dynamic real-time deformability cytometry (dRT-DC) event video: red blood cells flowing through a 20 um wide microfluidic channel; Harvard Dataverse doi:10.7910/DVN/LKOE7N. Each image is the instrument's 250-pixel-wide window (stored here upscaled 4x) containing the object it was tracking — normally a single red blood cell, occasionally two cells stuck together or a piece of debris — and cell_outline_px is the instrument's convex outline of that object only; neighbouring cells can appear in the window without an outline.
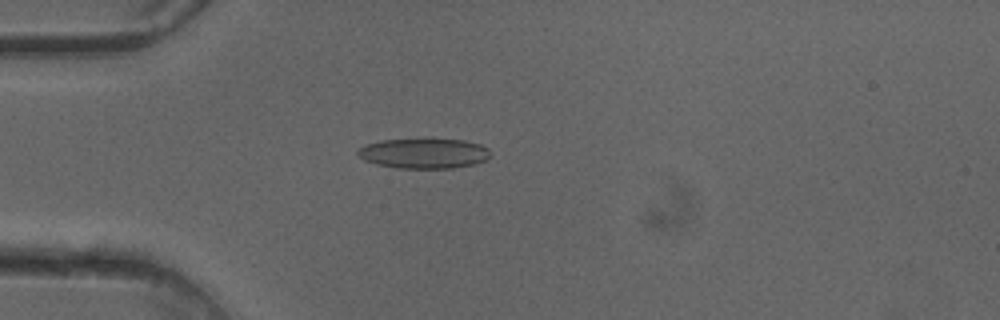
{"species": "common noctule bat (a hibernating species)", "species_latin": "Nyctalus noctula", "temperature_condition": "cold", "stored_images_in_passage": 50, "camera_frame_rate_fps": 3000, "um_per_image_px": 0.085, "animal": {"sex": "female"}, "frame": {"image": 1, "passage_image": 14, "time_ms": 4.333, "image_size_px": [1000, 320], "cell_outline_px": [[488, 160], [472, 164], [452, 168], [396, 168], [376, 164], [364, 160], [356, 152], [364, 144], [380, 140], [416, 136], [432, 136], [464, 140], [480, 144], [488, 148]], "centroid_in_image_um": [36.0, 12.97], "position_along_channel_um": 49.0, "area_um2": 24.39}}
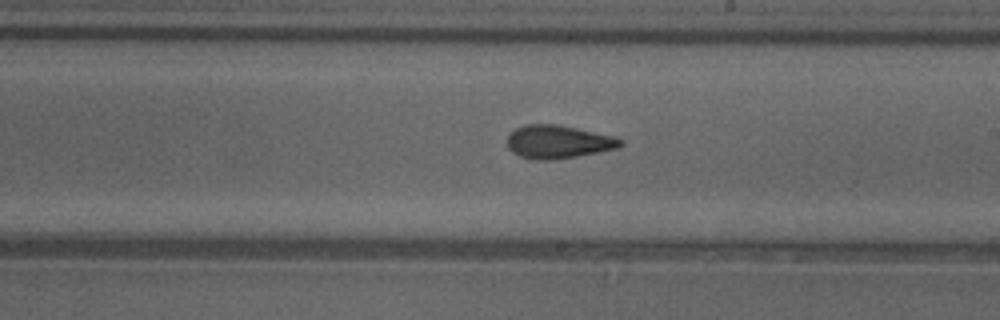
{"frame": {"image": 2, "passage_image": 29, "time_ms": 9.333, "image_size_px": [1000, 320], "cell_outline_px": [[624, 144], [616, 148], [576, 156], [552, 160], [532, 160], [520, 156], [512, 152], [508, 148], [508, 136], [516, 128], [524, 124], [556, 124], [616, 136], [624, 140]], "centroid_in_image_um": [47.44, 12.05], "position_along_channel_um": 241.6, "area_um2": 21.91}}
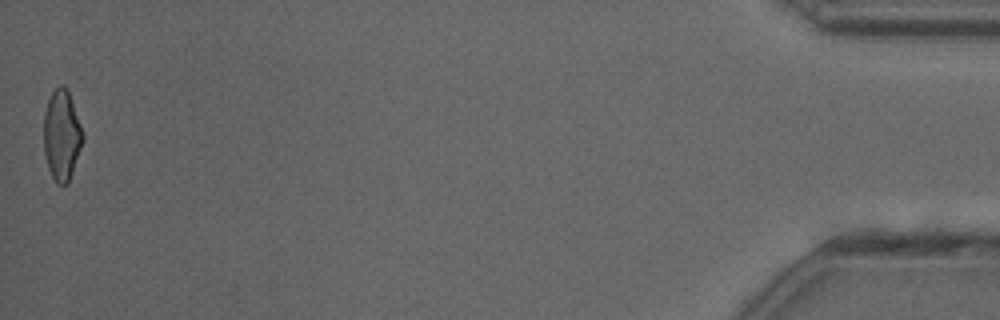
{"frame": {"image": 3, "passage_image": 50, "time_ms": 16.333, "image_size_px": [1000, 320], "cell_outline_px": [[84, 140], [68, 184], [56, 184], [48, 168], [44, 152], [44, 112], [48, 100], [52, 92], [60, 84], [64, 84], [68, 92], [80, 124], [84, 136]], "centroid_in_image_um": [5.24, 11.52], "position_along_channel_um": 430.0, "area_um2": 20.46}, "authors_computed_cell_mechanics": {"area_um2": 21.8484, "velocity_mm_per_s": 4.1174, "shape_relaxation_time_tau1_ms": null, "shape_relaxation_time_tau2_ms": 2.1944, "deformation_change_tau1": null, "deformation_change_tau2": 0.104}}